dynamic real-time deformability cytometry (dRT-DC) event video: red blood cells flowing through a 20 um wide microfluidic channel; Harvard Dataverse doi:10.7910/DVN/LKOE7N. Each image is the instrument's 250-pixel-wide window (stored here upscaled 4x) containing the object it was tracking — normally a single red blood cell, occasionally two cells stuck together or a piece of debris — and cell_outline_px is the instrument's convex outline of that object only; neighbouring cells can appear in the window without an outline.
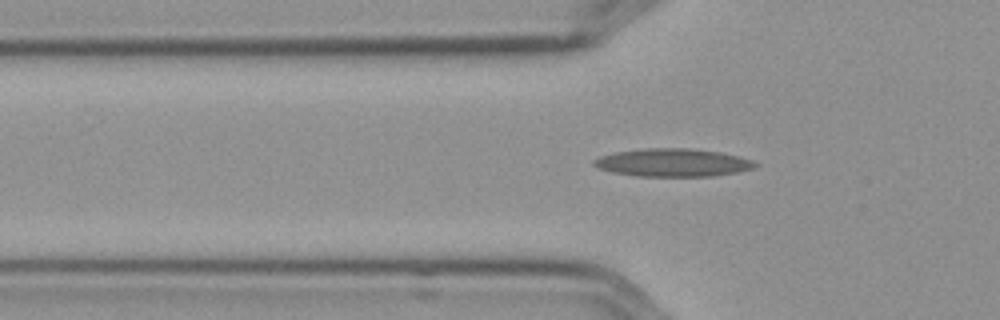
{"species": "Egyptian fruit bat (a non-hibernating species)", "species_latin": "Rousettus aegyptiacus", "temperature_condition": "cold", "stored_images_in_passage": 39, "camera_frame_rate_fps": 3000, "um_per_image_px": 0.085, "frame": {"image": 1, "passage_image": 2, "time_ms": 0.333, "image_size_px": [1000, 320], "cell_outline_px": [[760, 164], [756, 168], [736, 172], [712, 176], [636, 176], [612, 172], [600, 168], [592, 164], [592, 160], [600, 156], [612, 152], [644, 148], [688, 148], [720, 152], [740, 156], [752, 160]], "centroid_in_image_um": [57.2, 13.81], "position_along_channel_um": 68.6, "area_um2": 26.47}}
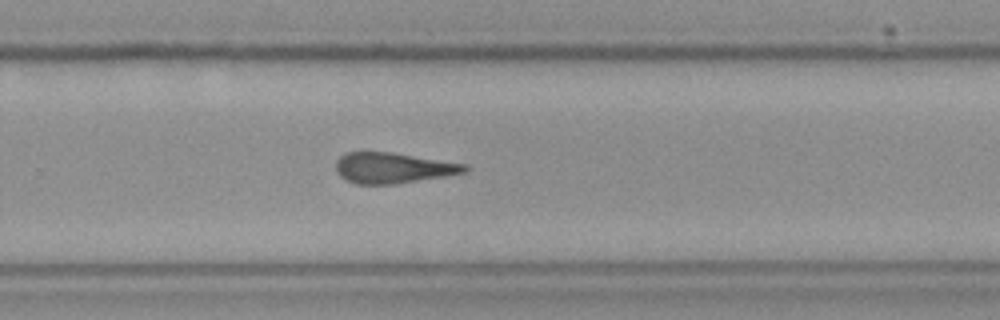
{"frame": {"image": 2, "passage_image": 21, "time_ms": 6.667, "image_size_px": [1000, 320], "cell_outline_px": [[472, 168], [468, 172], [444, 176], [392, 184], [356, 184], [340, 176], [336, 172], [336, 160], [344, 152], [392, 152], [468, 164]], "centroid_in_image_um": [33.44, 14.26], "position_along_channel_um": 296.4, "area_um2": 23.12}}
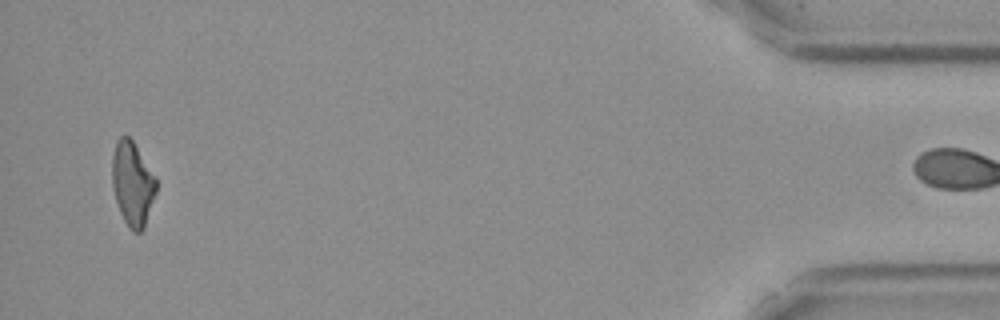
{"frame": {"image": 3, "passage_image": 38, "time_ms": 12.333, "image_size_px": [1000, 320], "cell_outline_px": [[156, 192], [144, 228], [140, 232], [132, 232], [128, 228], [120, 212], [112, 188], [112, 156], [116, 140], [120, 136], [128, 136], [132, 140], [156, 176]], "centroid_in_image_um": [11.25, 15.62], "position_along_channel_um": 423.9, "area_um2": 21.68}}